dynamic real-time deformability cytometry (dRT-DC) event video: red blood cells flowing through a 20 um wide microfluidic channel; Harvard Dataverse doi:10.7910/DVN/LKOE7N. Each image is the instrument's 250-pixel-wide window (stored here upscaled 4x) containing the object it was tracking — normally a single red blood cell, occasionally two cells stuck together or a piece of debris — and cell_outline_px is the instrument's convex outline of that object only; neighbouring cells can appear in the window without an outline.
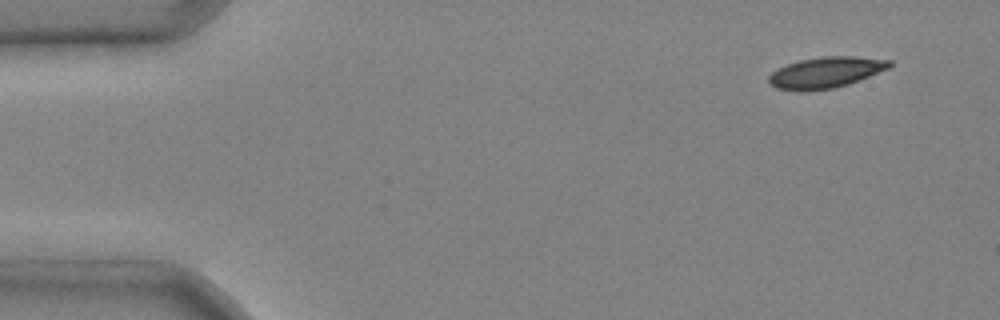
{"species": "common noctule bat (a hibernating species)", "species_latin": "Nyctalus noctula", "temperature_condition": "cold", "stored_images_in_passage": 4, "camera_frame_rate_fps": 3000, "um_per_image_px": 0.085, "animal": {"sex": "male", "body_mass_g": 20.4}, "frame": {"image": 1, "passage_image": 1, "time_ms": 0.0, "image_size_px": [1000, 320], "cell_outline_px": [[892, 64], [888, 68], [848, 84], [832, 88], [776, 88], [768, 80], [768, 76], [772, 72], [788, 64], [800, 60], [824, 56], [856, 56], [892, 60]], "centroid_in_image_um": [70.26, 6.1], "position_along_channel_um": 14.7, "area_um2": 20.81}}
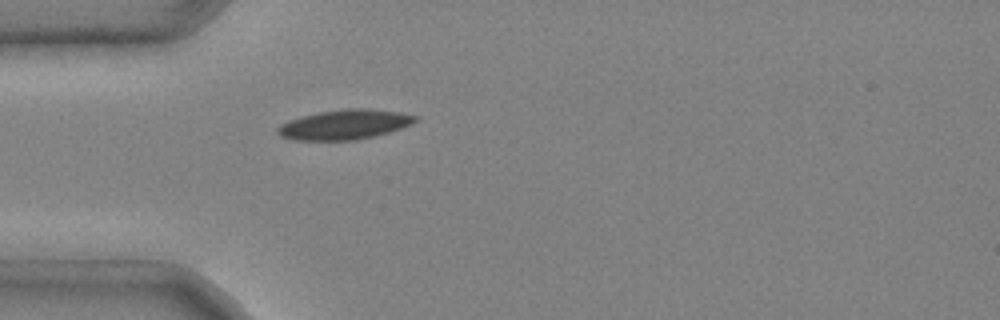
{"frame": {"image": 2, "passage_image": 4, "time_ms": 1.0, "image_size_px": [1000, 320], "cell_outline_px": [[420, 120], [412, 124], [388, 132], [356, 140], [296, 140], [280, 136], [276, 132], [276, 128], [280, 124], [288, 120], [320, 112], [344, 108], [364, 108], [400, 112], [420, 116]], "centroid_in_image_um": [29.31, 10.58], "position_along_channel_um": 55.7, "area_um2": 23.93}}